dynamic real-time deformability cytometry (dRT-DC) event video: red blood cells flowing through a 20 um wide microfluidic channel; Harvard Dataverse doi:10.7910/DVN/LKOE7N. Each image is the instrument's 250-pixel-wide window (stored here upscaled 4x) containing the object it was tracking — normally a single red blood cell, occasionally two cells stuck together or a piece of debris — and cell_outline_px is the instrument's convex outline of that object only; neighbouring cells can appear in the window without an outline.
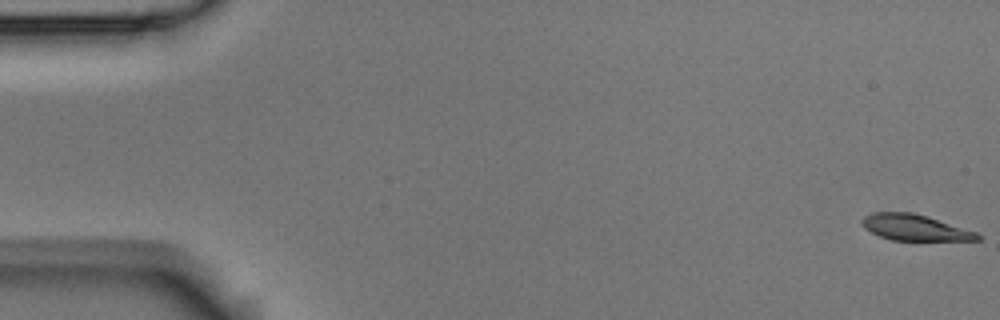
{"species": "Egyptian fruit bat (a non-hibernating species)", "species_latin": "Rousettus aegyptiacus", "temperature_condition": "room temperature", "stored_images_in_passage": 7, "camera_frame_rate_fps": 3000, "um_per_image_px": 0.085, "animal": {"sex": "male"}, "frame": {"image": 1, "passage_image": 1, "time_ms": 0.0, "image_size_px": [1000, 320], "cell_outline_px": [[980, 240], [892, 240], [880, 236], [864, 228], [860, 224], [860, 220], [864, 216], [872, 212], [912, 212], [928, 216], [976, 232], [980, 236]], "centroid_in_image_um": [77.71, 19.33], "position_along_channel_um": 7.3, "area_um2": 17.46}}
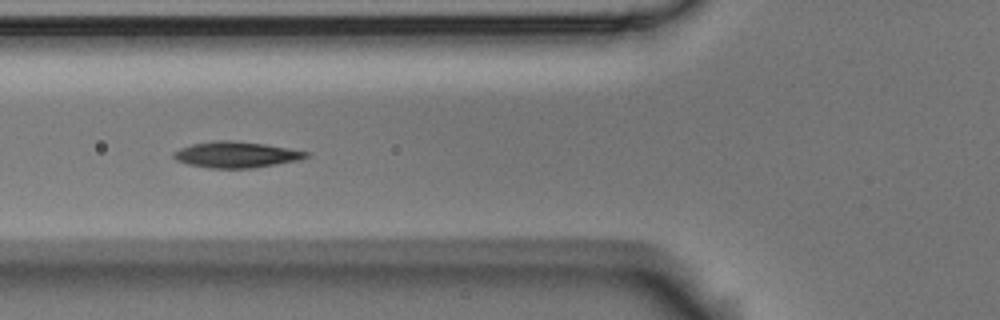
{"frame": {"image": 2, "passage_image": 6, "time_ms": 1.667, "image_size_px": [1000, 320], "cell_outline_px": [[312, 152], [308, 156], [300, 160], [252, 168], [208, 168], [188, 164], [176, 160], [172, 156], [172, 152], [180, 148], [192, 144], [212, 140], [232, 140], [264, 144]], "centroid_in_image_um": [20.06, 13.14], "position_along_channel_um": 105.7, "area_um2": 20.23}}
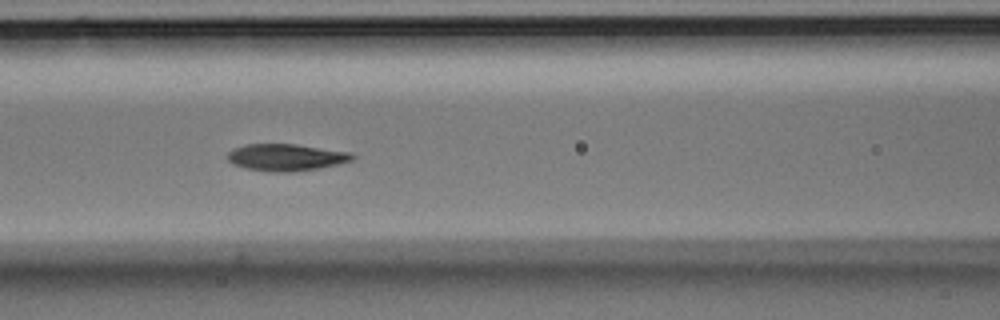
{"frame": {"image": 3, "passage_image": 7, "time_ms": 2.0, "image_size_px": [1000, 320], "cell_outline_px": [[356, 156], [352, 160], [320, 168], [288, 172], [276, 172], [244, 168], [232, 164], [228, 160], [228, 152], [232, 148], [244, 144], [296, 144], [352, 152]], "centroid_in_image_um": [24.3, 13.36], "position_along_channel_um": 142.3, "area_um2": 19.65}}